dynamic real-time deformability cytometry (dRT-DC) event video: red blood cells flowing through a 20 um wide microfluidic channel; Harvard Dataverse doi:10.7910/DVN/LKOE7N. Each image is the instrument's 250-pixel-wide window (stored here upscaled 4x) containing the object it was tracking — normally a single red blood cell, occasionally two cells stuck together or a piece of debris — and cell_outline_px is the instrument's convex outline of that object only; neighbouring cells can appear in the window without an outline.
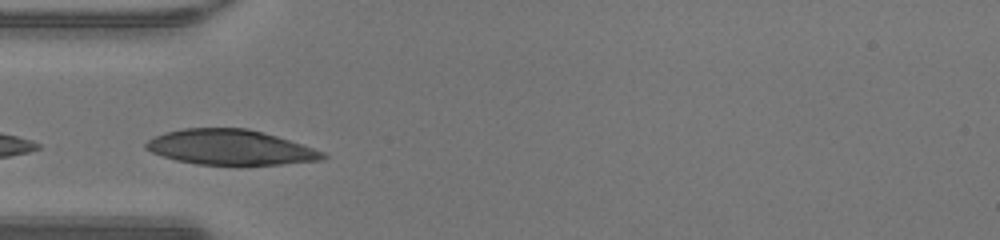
{"species": "human", "species_latin": "Homo sapiens", "temperature_condition": "warm", "stored_images_in_passage": 25, "camera_frame_rate_fps": 3000, "um_per_image_px": 0.085, "donor": {"sex": "male"}, "frame": {"image": 1, "passage_image": 1, "time_ms": 0.0, "image_size_px": [1000, 240], "cell_outline_px": [[328, 156], [324, 160], [280, 164], [196, 164], [176, 160], [152, 152], [144, 148], [144, 144], [148, 140], [164, 132], [184, 128], [248, 128], [264, 132], [324, 152]], "centroid_in_image_um": [19.56, 12.51], "position_along_channel_um": 65.4, "area_um2": 35.89}}
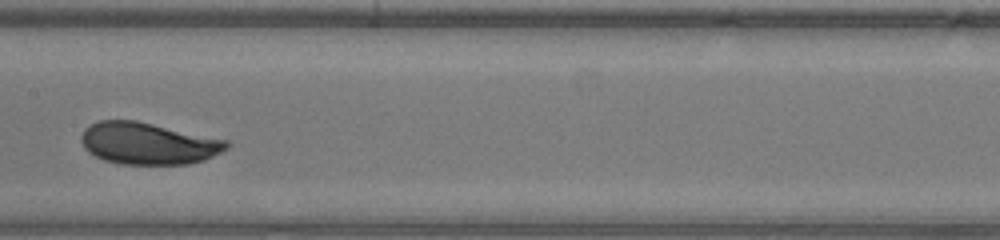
{"frame": {"image": 2, "passage_image": 10, "time_ms": 3.0, "image_size_px": [1000, 240], "cell_outline_px": [[232, 144], [228, 148], [204, 160], [188, 164], [120, 164], [104, 160], [88, 152], [84, 148], [80, 140], [80, 136], [84, 128], [100, 120], [136, 120], [228, 140]], "centroid_in_image_um": [12.58, 12.19], "position_along_channel_um": 194.8, "area_um2": 35.6}}
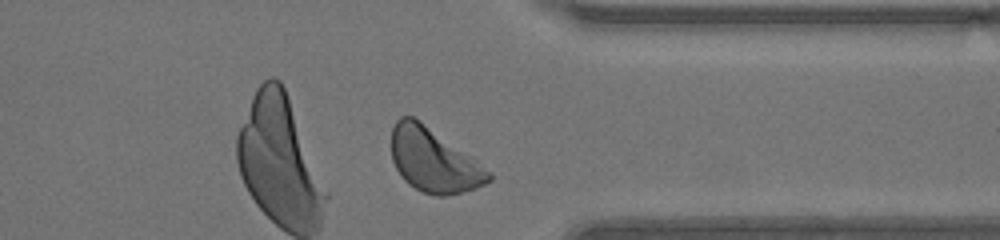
{"frame": {"image": 3, "passage_image": 23, "time_ms": 7.333, "image_size_px": [1000, 240], "cell_outline_px": [[492, 180], [476, 188], [444, 196], [436, 196], [424, 192], [408, 184], [404, 180], [396, 168], [392, 160], [392, 128], [396, 120], [400, 116], [412, 116], [420, 120], [472, 156], [492, 172]], "centroid_in_image_um": [36.87, 13.61], "position_along_channel_um": 374.5, "area_um2": 36.18}, "authors_computed_cell_mechanics": {"area_um2": 34.8534, "velocity_mm_per_s": 4.2874, "shape_relaxation_time_tau1_ms": 1.9788, "shape_relaxation_time_tau2_ms": null, "deformation_change_tau1": 0.0998, "deformation_change_tau2": null}}